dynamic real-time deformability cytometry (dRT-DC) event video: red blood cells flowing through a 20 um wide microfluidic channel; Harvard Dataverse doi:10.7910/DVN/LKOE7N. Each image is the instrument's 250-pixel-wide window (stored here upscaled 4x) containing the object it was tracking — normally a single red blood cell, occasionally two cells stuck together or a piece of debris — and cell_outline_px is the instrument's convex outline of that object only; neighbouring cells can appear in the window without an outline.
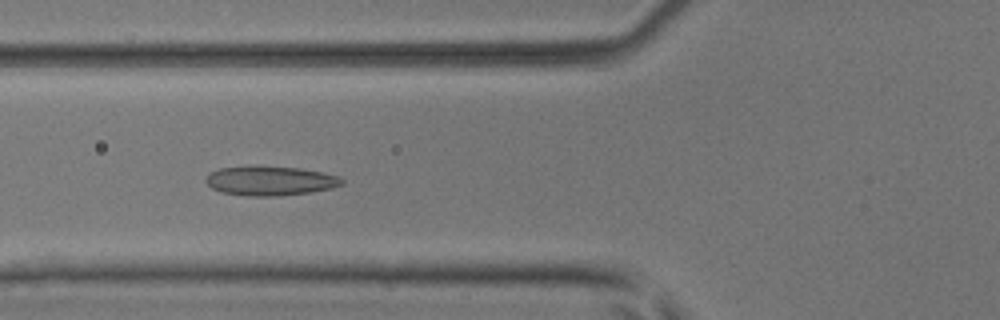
{"species": "common noctule bat (a hibernating species)", "species_latin": "Nyctalus noctula", "temperature_condition": "room temperature", "stored_images_in_passage": 51, "camera_frame_rate_fps": 3000, "um_per_image_px": 0.085, "animal": {"sex": "male", "body_mass_g": 17.9, "forearm_length_mm": 54.2}, "frame": {"image": 1, "passage_image": 20, "time_ms": 6.333, "image_size_px": [1000, 320], "cell_outline_px": [[344, 184], [332, 188], [308, 192], [276, 196], [248, 196], [220, 192], [212, 188], [204, 180], [212, 172], [220, 168], [256, 164], [300, 168], [320, 172], [336, 176], [344, 180]], "centroid_in_image_um": [22.93, 15.34], "position_along_channel_um": 102.9, "area_um2": 23.52}}
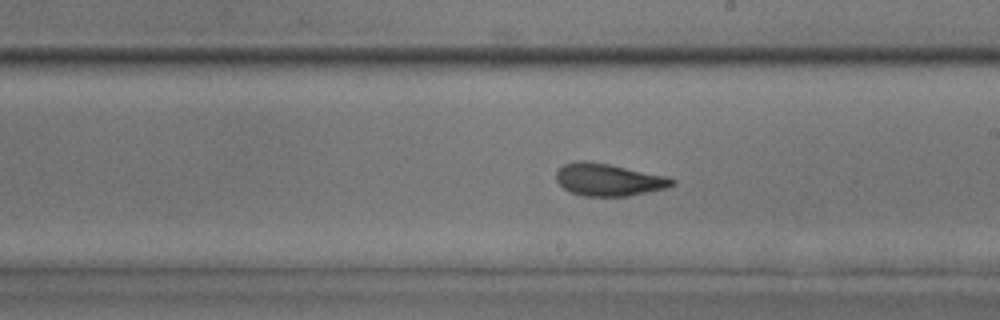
{"frame": {"image": 2, "passage_image": 30, "time_ms": 9.667, "image_size_px": [1000, 320], "cell_outline_px": [[676, 184], [664, 188], [628, 196], [584, 196], [572, 192], [564, 188], [556, 180], [556, 168], [564, 164], [576, 160], [584, 160], [608, 164], [668, 176], [676, 180]], "centroid_in_image_um": [51.71, 15.26], "position_along_channel_um": 237.3, "area_um2": 21.85}}
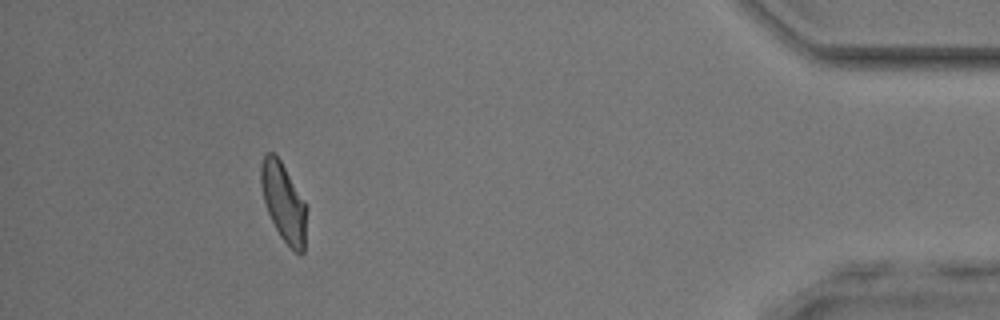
{"frame": {"image": 3, "passage_image": 47, "time_ms": 15.333, "image_size_px": [1000, 320], "cell_outline_px": [[308, 208], [304, 252], [300, 256], [280, 236], [268, 212], [264, 200], [260, 184], [260, 164], [264, 156], [268, 152], [272, 152], [280, 160], [304, 200]], "centroid_in_image_um": [24.13, 17.21], "position_along_channel_um": 411.1, "area_um2": 20.87}, "authors_computed_cell_mechanics": {"area_um2": 22.0796, "velocity_mm_per_s": 4.0485, "shape_relaxation_time_tau1_ms": 4.1497, "shape_relaxation_time_tau2_ms": 1.1887, "deformation_change_tau1": 0.1348, "deformation_change_tau2": 0.0865}}